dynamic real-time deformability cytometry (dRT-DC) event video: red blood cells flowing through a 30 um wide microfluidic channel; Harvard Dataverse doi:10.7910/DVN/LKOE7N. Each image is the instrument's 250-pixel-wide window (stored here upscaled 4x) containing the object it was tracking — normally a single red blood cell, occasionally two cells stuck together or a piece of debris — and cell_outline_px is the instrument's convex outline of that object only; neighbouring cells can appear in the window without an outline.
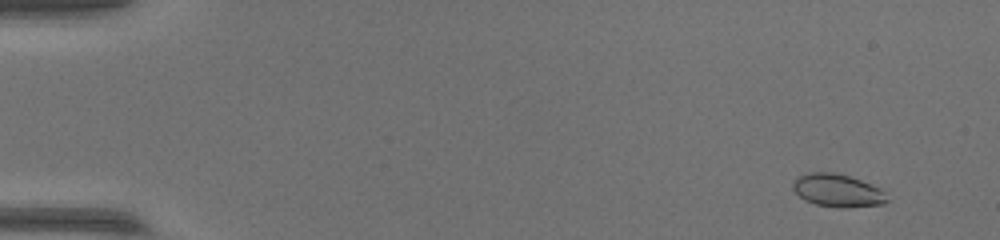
{"species": "common noctule bat (a hibernating species)", "species_latin": "Nyctalus noctula", "temperature_condition": "warm", "stored_images_in_passage": 51, "camera_frame_rate_fps": 3000, "um_per_image_px": 0.085, "animal": {"sex": "female", "body_mass_g": 17.0, "forearm_length_mm": 48.0}, "frame": {"image": 1, "passage_image": 1, "time_ms": 0.0, "image_size_px": [1000, 240], "cell_outline_px": [[888, 200], [884, 204], [848, 208], [840, 208], [816, 204], [804, 200], [792, 188], [792, 180], [796, 176], [808, 172], [832, 172], [848, 176], [860, 180], [880, 188], [884, 192]], "centroid_in_image_um": [71.16, 16.19], "position_along_channel_um": 13.8, "area_um2": 18.15}}
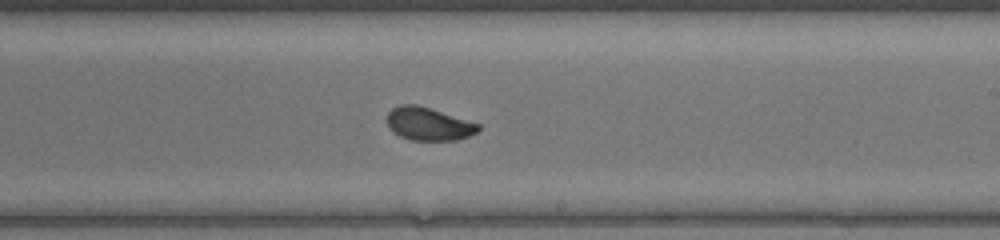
{"frame": {"image": 2, "passage_image": 30, "time_ms": 9.667, "image_size_px": [1000, 240], "cell_outline_px": [[480, 128], [476, 132], [468, 136], [456, 140], [412, 140], [400, 136], [392, 132], [388, 128], [388, 112], [392, 108], [400, 104], [416, 104], [480, 124]], "centroid_in_image_um": [36.39, 10.53], "position_along_channel_um": 252.6, "area_um2": 17.4}}
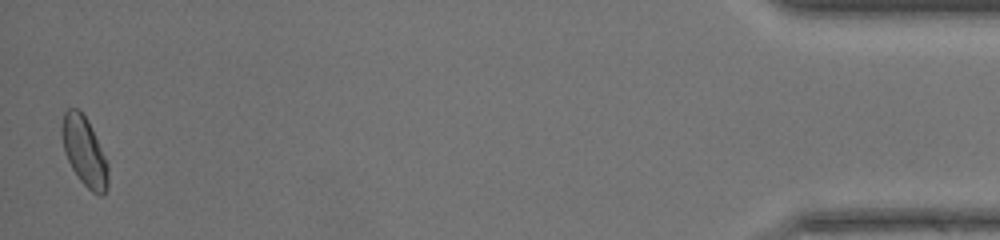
{"frame": {"image": 3, "passage_image": 50, "time_ms": 16.333, "image_size_px": [1000, 240], "cell_outline_px": [[108, 188], [104, 196], [100, 196], [92, 192], [80, 180], [72, 168], [64, 152], [60, 128], [64, 112], [68, 108], [76, 108], [88, 120], [108, 164]], "centroid_in_image_um": [7.16, 12.89], "position_along_channel_um": 428.0, "area_um2": 18.61}}